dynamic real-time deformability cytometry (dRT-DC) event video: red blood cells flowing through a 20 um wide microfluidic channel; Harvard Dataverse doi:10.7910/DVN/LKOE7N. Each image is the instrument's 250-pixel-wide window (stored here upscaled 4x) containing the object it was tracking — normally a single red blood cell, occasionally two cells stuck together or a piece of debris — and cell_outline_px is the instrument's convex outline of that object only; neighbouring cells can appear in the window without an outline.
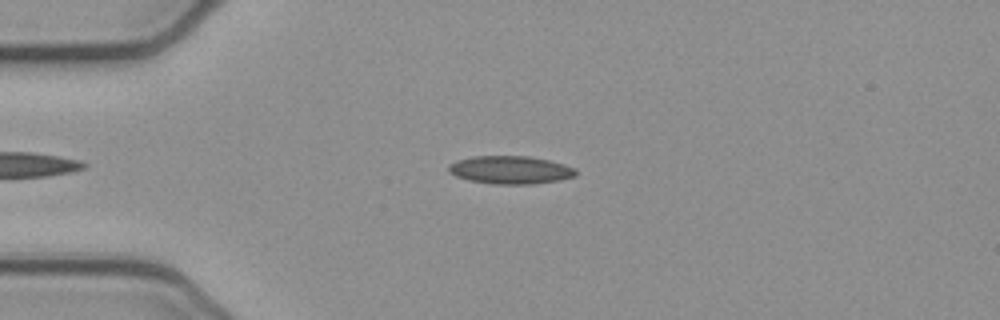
{"species": "common noctule bat (a hibernating species)", "species_latin": "Nyctalus noctula", "temperature_condition": "cold", "stored_images_in_passage": 52, "camera_frame_rate_fps": 3000, "um_per_image_px": 0.085, "animal": {"sex": "female", "body_mass_g": 21.9}, "frame": {"image": 1, "passage_image": 13, "time_ms": 4.0, "image_size_px": [1000, 320], "cell_outline_px": [[576, 176], [560, 180], [532, 184], [492, 184], [468, 180], [456, 176], [448, 172], [448, 164], [456, 160], [472, 156], [528, 156], [548, 160], [564, 164], [576, 168]], "centroid_in_image_um": [43.36, 14.44], "position_along_channel_um": 41.6, "area_um2": 20.92}}
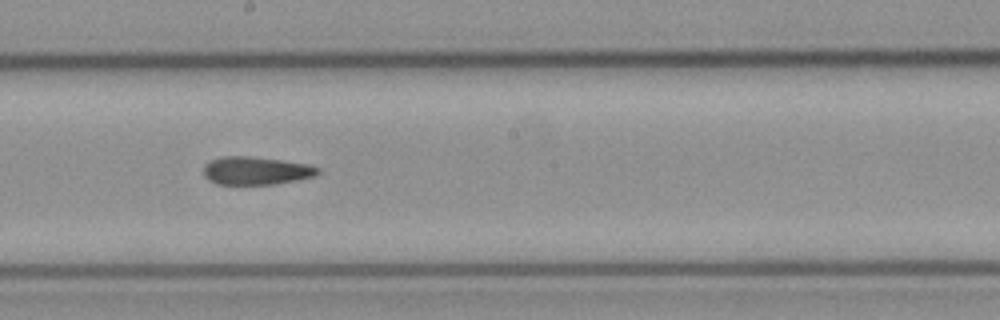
{"frame": {"image": 2, "passage_image": 29, "time_ms": 9.333, "image_size_px": [1000, 320], "cell_outline_px": [[320, 172], [316, 176], [276, 184], [216, 184], [208, 180], [204, 176], [204, 164], [208, 160], [224, 156], [252, 156], [308, 164], [320, 168]], "centroid_in_image_um": [21.75, 14.5], "position_along_channel_um": 226.5, "area_um2": 18.84}}
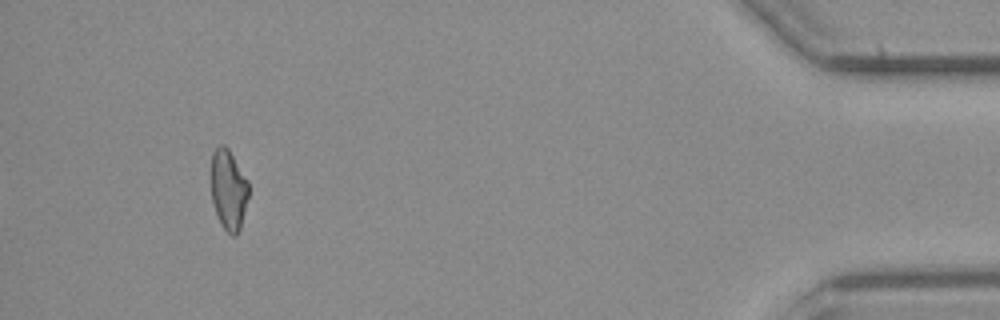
{"frame": {"image": 3, "passage_image": 49, "time_ms": 16.0, "image_size_px": [1000, 320], "cell_outline_px": [[248, 196], [240, 228], [236, 236], [232, 236], [220, 224], [212, 200], [208, 180], [212, 152], [220, 144], [224, 144], [228, 148], [248, 180]], "centroid_in_image_um": [19.37, 16.08], "position_along_channel_um": 415.8, "area_um2": 18.03}, "authors_computed_cell_mechanics": {"area_um2": 19.1896, "velocity_mm_per_s": 3.9049, "shape_relaxation_time_tau1_ms": null, "shape_relaxation_time_tau2_ms": 7.1984, "deformation_change_tau1": null, "deformation_change_tau2": 0.162}}